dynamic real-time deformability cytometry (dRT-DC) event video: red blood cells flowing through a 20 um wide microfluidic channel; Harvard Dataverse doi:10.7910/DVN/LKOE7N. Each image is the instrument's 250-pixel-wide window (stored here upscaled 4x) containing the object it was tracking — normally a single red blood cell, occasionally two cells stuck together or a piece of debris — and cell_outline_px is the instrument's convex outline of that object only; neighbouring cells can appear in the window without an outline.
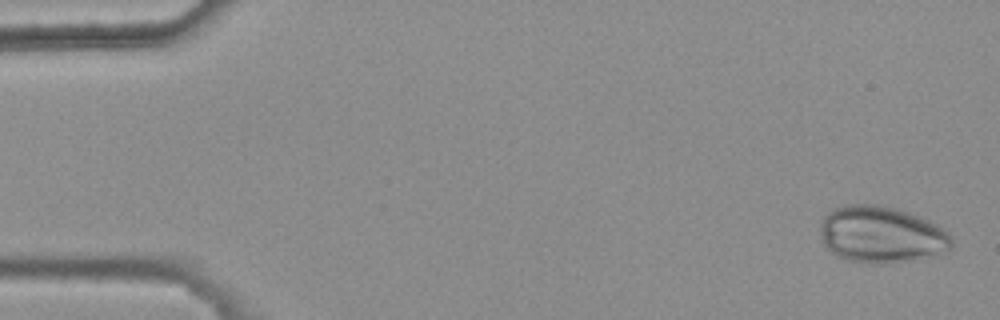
{"species": "common noctule bat (a hibernating species)", "species_latin": "Nyctalus noctula", "temperature_condition": "warm", "stored_images_in_passage": 5, "camera_frame_rate_fps": 3000, "um_per_image_px": 0.085, "animal": {"sex": "female", "body_mass_g": 25.1}, "frame": {"image": 1, "passage_image": 5, "time_ms": 1.333, "image_size_px": [1000, 320], "cell_outline_px": [[952, 248], [936, 256], [916, 260], [888, 264], [872, 264], [848, 260], [836, 256], [824, 244], [820, 236], [820, 224], [824, 216], [832, 208], [844, 204], [880, 204], [896, 208], [920, 216], [936, 224], [948, 232], [952, 236]], "centroid_in_image_um": [74.93, 19.94], "position_along_channel_um": 10.1, "area_um2": 44.27}}